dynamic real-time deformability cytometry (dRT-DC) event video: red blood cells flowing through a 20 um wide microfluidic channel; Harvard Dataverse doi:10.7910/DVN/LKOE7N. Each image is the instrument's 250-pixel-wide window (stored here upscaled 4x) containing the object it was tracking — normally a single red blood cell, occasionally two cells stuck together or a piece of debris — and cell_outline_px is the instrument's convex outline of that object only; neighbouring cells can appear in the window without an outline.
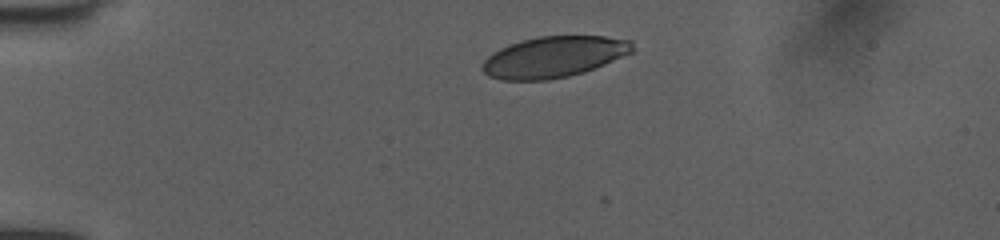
{"species": "human", "species_latin": "Homo sapiens", "temperature_condition": "room temperature", "stored_images_in_passage": 34, "camera_frame_rate_fps": 3000, "um_per_image_px": 0.085, "donor": {"sex": "female"}, "frame": {"image": 1, "passage_image": 1, "time_ms": 0.0, "image_size_px": [1000, 240], "cell_outline_px": [[632, 52], [604, 64], [584, 72], [568, 76], [548, 80], [500, 80], [488, 76], [480, 68], [480, 64], [492, 52], [508, 44], [520, 40], [540, 36], [604, 36], [632, 40]], "centroid_in_image_um": [47.02, 4.84], "position_along_channel_um": 38.0, "area_um2": 36.01}}
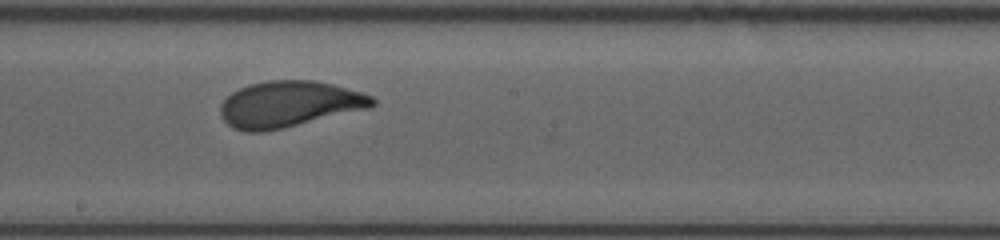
{"frame": {"image": 2, "passage_image": 19, "time_ms": 6.0, "image_size_px": [1000, 240], "cell_outline_px": [[376, 104], [368, 108], [284, 128], [264, 132], [244, 132], [232, 128], [220, 116], [220, 104], [232, 92], [248, 84], [268, 80], [316, 80], [332, 84], [360, 92], [372, 96], [376, 100]], "centroid_in_image_um": [24.53, 8.86], "position_along_channel_um": 223.7, "area_um2": 40.92}}
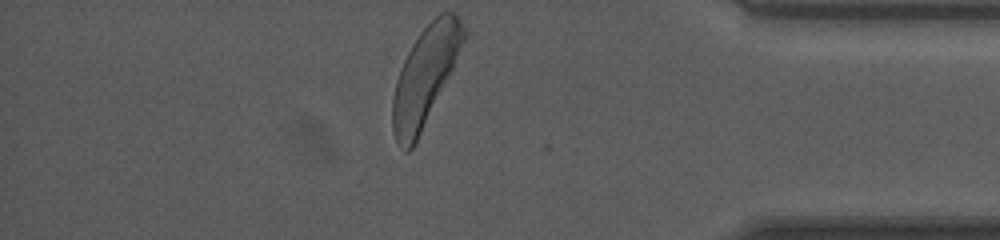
{"frame": {"image": 3, "passage_image": 34, "time_ms": 11.0, "image_size_px": [1000, 240], "cell_outline_px": [[468, 36], [412, 148], [408, 152], [404, 152], [400, 148], [396, 140], [392, 128], [392, 96], [396, 80], [400, 68], [412, 44], [420, 32], [440, 12], [452, 12], [460, 20]], "centroid_in_image_um": [36.11, 6.45], "position_along_channel_um": 399.1, "area_um2": 39.82}, "authors_computed_cell_mechanics": {"area_um2": 40.3733, "velocity_mm_per_s": 3.998, "shape_relaxation_time_tau1_ms": 2.2048, "shape_relaxation_time_tau2_ms": null, "deformation_change_tau1": 0.144, "deformation_change_tau2": null}}